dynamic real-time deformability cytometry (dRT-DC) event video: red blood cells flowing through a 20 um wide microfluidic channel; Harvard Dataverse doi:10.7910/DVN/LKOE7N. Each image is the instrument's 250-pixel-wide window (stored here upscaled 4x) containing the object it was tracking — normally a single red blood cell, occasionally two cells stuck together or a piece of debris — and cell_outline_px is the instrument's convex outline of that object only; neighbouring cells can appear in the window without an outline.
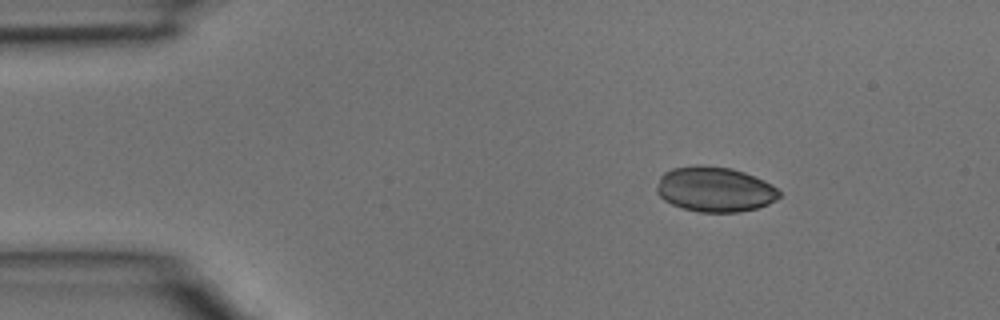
{"species": "common noctule bat (a hibernating species)", "species_latin": "Nyctalus noctula", "temperature_condition": "room temperature", "stored_images_in_passage": 4, "camera_frame_rate_fps": 3000, "um_per_image_px": 0.085, "animal": {"sex": "male", "body_mass_g": 15.6}, "frame": {"image": 1, "passage_image": 1, "time_ms": 0.0, "image_size_px": [1000, 320], "cell_outline_px": [[780, 196], [768, 204], [756, 208], [740, 212], [700, 212], [684, 208], [672, 204], [664, 200], [656, 192], [656, 188], [660, 176], [664, 172], [672, 168], [700, 164], [732, 168], [744, 172], [764, 180], [772, 184], [780, 192]], "centroid_in_image_um": [60.74, 16.08], "position_along_channel_um": 24.3, "area_um2": 32.25}}